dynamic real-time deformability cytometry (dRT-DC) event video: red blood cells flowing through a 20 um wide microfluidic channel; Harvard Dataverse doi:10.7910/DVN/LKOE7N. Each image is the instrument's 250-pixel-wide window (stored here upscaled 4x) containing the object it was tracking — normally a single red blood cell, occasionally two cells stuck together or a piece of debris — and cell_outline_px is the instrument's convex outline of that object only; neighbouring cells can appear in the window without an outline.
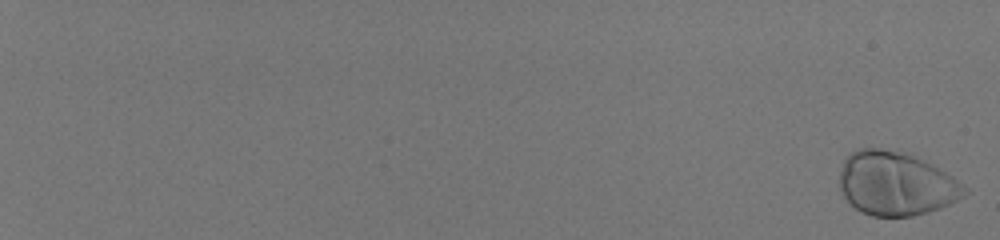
{"species": "human", "species_latin": "Homo sapiens", "temperature_condition": "room temperature", "stored_images_in_passage": 58, "camera_frame_rate_fps": 3000, "um_per_image_px": 0.085, "donor": {"sex": "male"}, "frame": {"image": 1, "passage_image": 1, "time_ms": 0.0, "image_size_px": [1000, 240], "cell_outline_px": [[968, 192], [964, 196], [940, 208], [928, 212], [912, 216], [872, 216], [856, 208], [844, 196], [840, 188], [840, 172], [844, 160], [852, 152], [860, 148], [880, 148], [912, 152], [952, 176]], "centroid_in_image_um": [76.15, 15.58], "position_along_channel_um": 8.8, "area_um2": 46.36}}
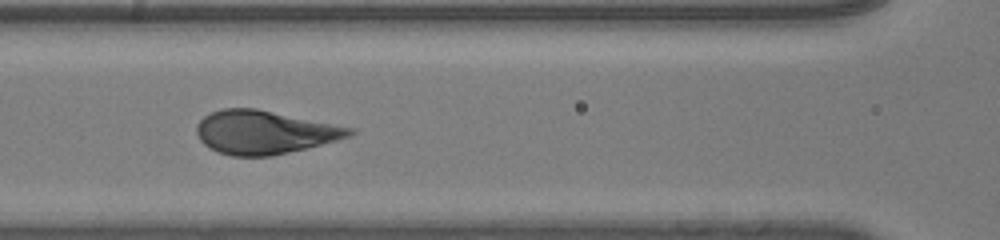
{"frame": {"image": 2, "passage_image": 33, "time_ms": 10.667, "image_size_px": [1000, 240], "cell_outline_px": [[356, 132], [352, 136], [272, 156], [232, 156], [216, 152], [208, 148], [200, 140], [196, 132], [196, 124], [204, 116], [212, 112], [224, 108], [256, 108], [356, 128]], "centroid_in_image_um": [22.46, 11.24], "position_along_channel_um": 144.1, "area_um2": 38.78}}
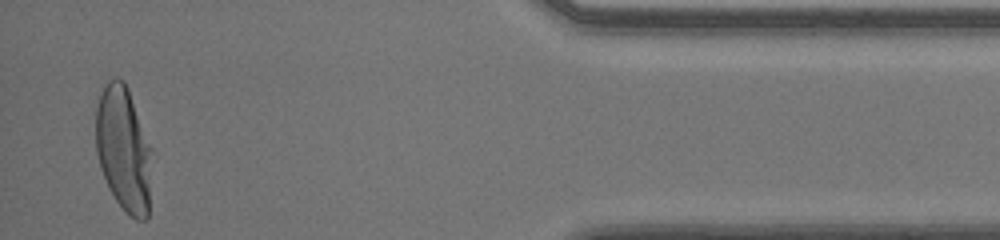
{"frame": {"image": 3, "passage_image": 57, "time_ms": 18.667, "image_size_px": [1000, 240], "cell_outline_px": [[156, 152], [148, 216], [144, 220], [136, 220], [128, 216], [124, 212], [108, 188], [100, 168], [96, 152], [96, 108], [104, 84], [108, 80], [116, 76], [124, 80], [128, 88]], "centroid_in_image_um": [10.58, 12.7], "position_along_channel_um": 424.6, "area_um2": 42.83}, "authors_computed_cell_mechanics": {"area_um2": 41.2981, "velocity_mm_per_s": 4.0222, "shape_relaxation_time_tau1_ms": 2.5818, "shape_relaxation_time_tau2_ms": null, "deformation_change_tau1": 0.1671, "deformation_change_tau2": null}}